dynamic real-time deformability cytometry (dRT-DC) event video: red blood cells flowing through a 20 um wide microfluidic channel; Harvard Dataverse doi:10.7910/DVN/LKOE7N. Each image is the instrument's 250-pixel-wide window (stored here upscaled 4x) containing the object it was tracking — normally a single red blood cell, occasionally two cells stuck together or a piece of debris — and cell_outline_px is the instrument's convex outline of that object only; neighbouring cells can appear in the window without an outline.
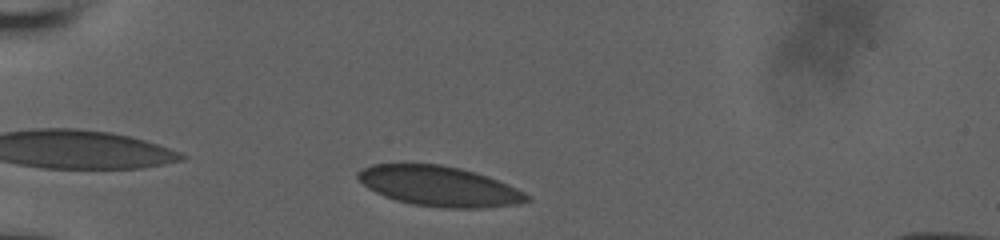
{"species": "human", "species_latin": "Homo sapiens", "temperature_condition": "room temperature", "stored_images_in_passage": 36, "camera_frame_rate_fps": 3000, "um_per_image_px": 0.085, "donor": {"sex": "male"}, "frame": {"image": 1, "passage_image": 4, "time_ms": 1.0, "image_size_px": [1000, 240], "cell_outline_px": [[532, 200], [520, 204], [484, 208], [444, 208], [412, 204], [396, 200], [384, 196], [368, 188], [356, 176], [356, 172], [372, 164], [440, 164], [460, 168], [476, 172], [488, 176], [508, 184], [532, 196]], "centroid_in_image_um": [37.38, 15.83], "position_along_channel_um": 47.6, "area_um2": 39.65}}
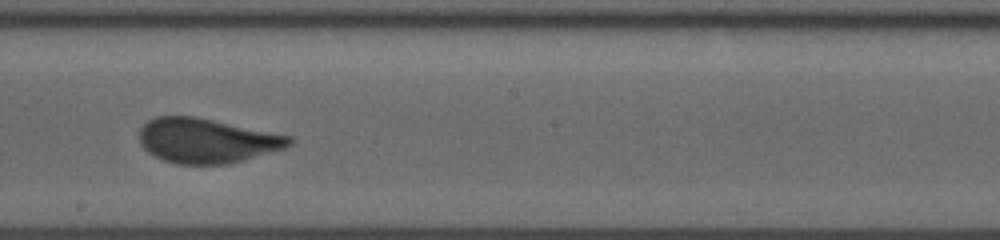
{"frame": {"image": 2, "passage_image": 21, "time_ms": 6.667, "image_size_px": [1000, 240], "cell_outline_px": [[296, 140], [288, 148], [244, 160], [228, 164], [176, 164], [164, 160], [148, 152], [140, 144], [140, 128], [148, 120], [156, 116], [192, 116], [292, 136]], "centroid_in_image_um": [17.61, 11.96], "position_along_channel_um": 230.6, "area_um2": 39.07}}
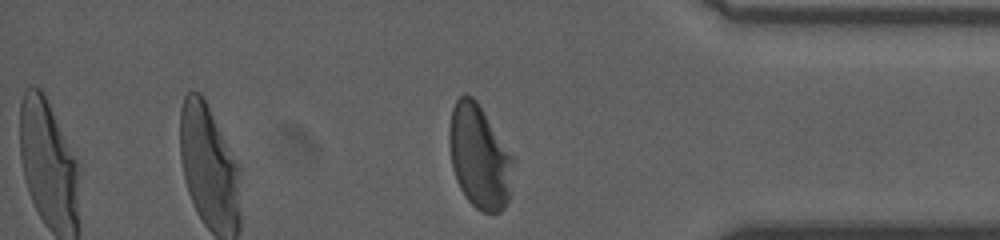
{"frame": {"image": 3, "passage_image": 35, "time_ms": 11.333, "image_size_px": [1000, 240], "cell_outline_px": [[516, 156], [508, 204], [500, 212], [484, 212], [476, 208], [468, 200], [460, 188], [456, 180], [452, 168], [448, 140], [448, 132], [452, 108], [456, 100], [464, 92], [472, 96], [476, 100]], "centroid_in_image_um": [40.78, 13.3], "position_along_channel_um": 394.4, "area_um2": 39.59}}